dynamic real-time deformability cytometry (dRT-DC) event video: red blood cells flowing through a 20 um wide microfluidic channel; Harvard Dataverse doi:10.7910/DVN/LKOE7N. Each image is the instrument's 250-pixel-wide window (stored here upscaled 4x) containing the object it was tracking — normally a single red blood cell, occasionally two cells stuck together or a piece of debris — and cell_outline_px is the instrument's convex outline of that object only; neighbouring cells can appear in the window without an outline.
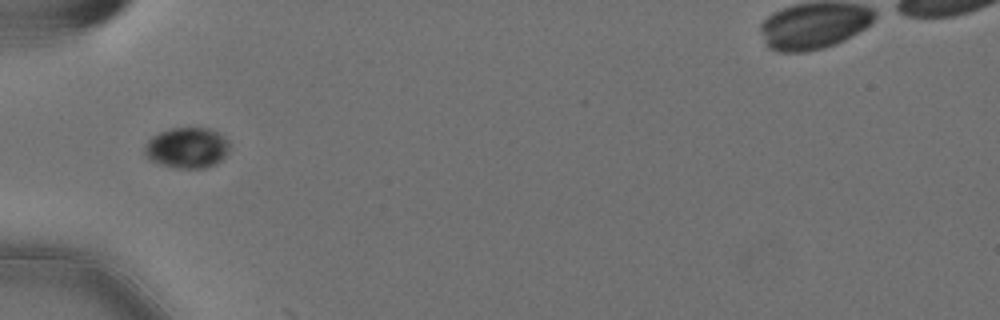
{"species": "Egyptian fruit bat (a non-hibernating species)", "species_latin": "Rousettus aegyptiacus", "temperature_condition": "cold", "stored_images_in_passage": 2, "camera_frame_rate_fps": 3000, "um_per_image_px": 0.085, "animal": {"sex": "female"}, "frame": {"image": 1, "passage_image": 1, "time_ms": 0.0, "image_size_px": [1000, 320], "cell_outline_px": [[228, 148], [224, 156], [216, 164], [204, 168], [172, 168], [148, 160], [144, 152], [144, 148], [148, 140], [152, 136], [160, 132], [172, 128], [208, 128], [216, 132], [228, 140]], "centroid_in_image_um": [15.85, 12.58], "position_along_channel_um": 69.1, "area_um2": 20.06}}